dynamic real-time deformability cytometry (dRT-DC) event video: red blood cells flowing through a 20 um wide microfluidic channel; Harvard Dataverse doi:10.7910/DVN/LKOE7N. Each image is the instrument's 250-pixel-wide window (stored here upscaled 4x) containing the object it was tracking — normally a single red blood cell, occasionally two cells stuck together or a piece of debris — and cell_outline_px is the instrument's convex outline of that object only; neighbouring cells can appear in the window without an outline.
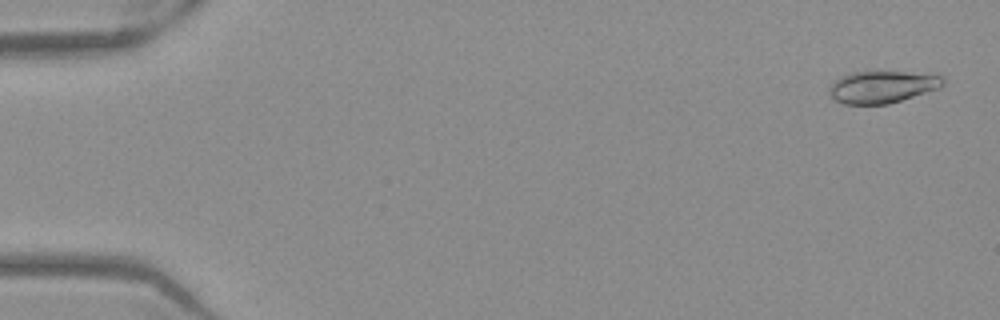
{"species": "Egyptian fruit bat (a non-hibernating species)", "species_latin": "Rousettus aegyptiacus", "temperature_condition": "warm", "stored_images_in_passage": 52, "camera_frame_rate_fps": 3000, "um_per_image_px": 0.085, "frame": {"image": 1, "passage_image": 2, "time_ms": 0.333, "image_size_px": [1000, 320], "cell_outline_px": [[944, 84], [940, 88], [888, 104], [844, 104], [832, 100], [828, 92], [828, 88], [832, 80], [840, 76], [852, 72], [904, 72], [944, 76]], "centroid_in_image_um": [74.92, 7.39], "position_along_channel_um": 10.1, "area_um2": 21.44}}
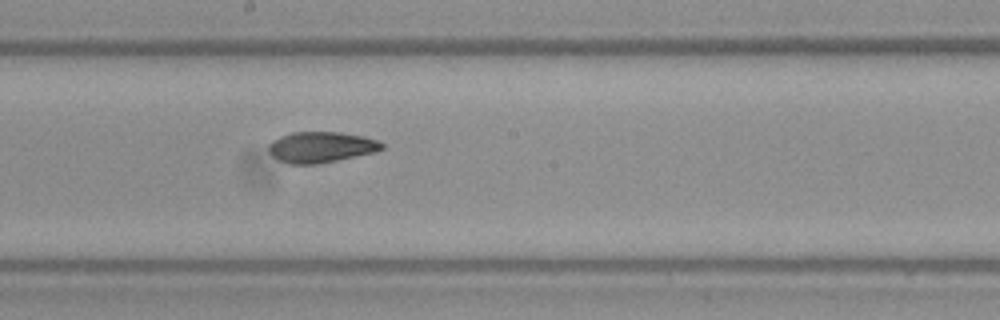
{"frame": {"image": 2, "passage_image": 29, "time_ms": 9.333, "image_size_px": [1000, 320], "cell_outline_px": [[384, 148], [372, 152], [336, 160], [316, 164], [288, 164], [272, 156], [268, 152], [268, 144], [272, 140], [280, 136], [292, 132], [340, 132], [364, 136], [376, 140], [384, 144]], "centroid_in_image_um": [27.23, 12.49], "position_along_channel_um": 221.0, "area_um2": 20.23}}
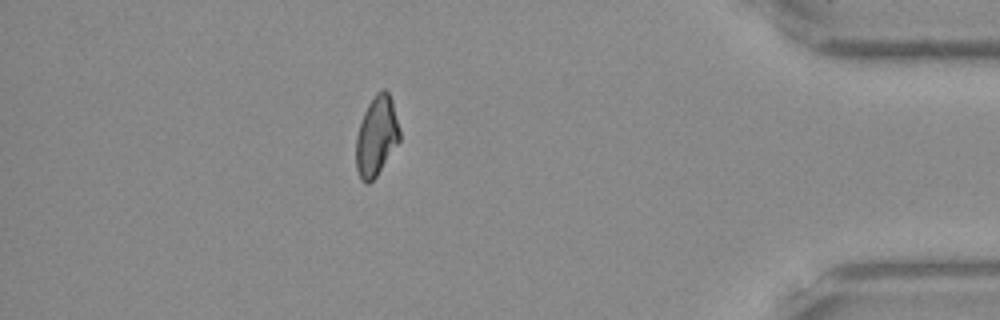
{"frame": {"image": 3, "passage_image": 46, "time_ms": 15.0, "image_size_px": [1000, 320], "cell_outline_px": [[400, 140], [376, 176], [368, 184], [364, 184], [360, 180], [356, 168], [356, 136], [364, 112], [368, 104], [376, 92], [384, 88], [388, 92], [392, 100], [400, 132]], "centroid_in_image_um": [31.99, 11.58], "position_along_channel_um": 403.2, "area_um2": 20.17}, "authors_computed_cell_mechanics": {"area_um2": 20.7502, "velocity_mm_per_s": 3.9426, "shape_relaxation_time_tau1_ms": null, "shape_relaxation_time_tau2_ms": 2.6209, "deformation_change_tau1": null, "deformation_change_tau2": 0.081}}